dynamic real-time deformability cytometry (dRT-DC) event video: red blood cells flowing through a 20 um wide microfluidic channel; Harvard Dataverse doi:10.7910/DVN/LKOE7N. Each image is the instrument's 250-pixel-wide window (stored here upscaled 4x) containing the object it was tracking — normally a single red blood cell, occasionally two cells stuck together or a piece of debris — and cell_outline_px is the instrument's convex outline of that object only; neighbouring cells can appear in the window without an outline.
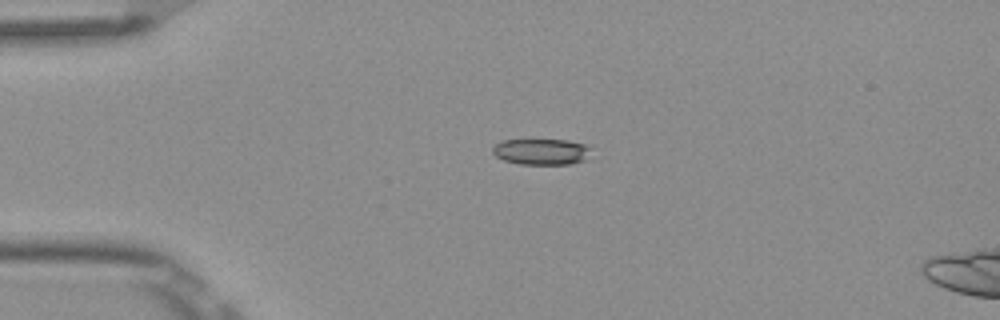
{"species": "Egyptian fruit bat (a non-hibernating species)", "species_latin": "Rousettus aegyptiacus", "temperature_condition": "room temperature", "stored_images_in_passage": 5, "camera_frame_rate_fps": 3000, "um_per_image_px": 0.085, "frame": {"image": 1, "passage_image": 3, "time_ms": 0.667, "image_size_px": [1000, 320], "cell_outline_px": [[592, 148], [588, 160], [572, 164], [520, 164], [504, 160], [496, 156], [492, 152], [492, 148], [496, 144], [504, 140], [568, 140], [584, 144]], "centroid_in_image_um": [46.08, 12.9], "position_along_channel_um": 38.9, "area_um2": 15.09}}